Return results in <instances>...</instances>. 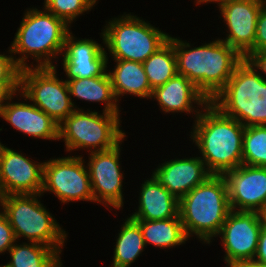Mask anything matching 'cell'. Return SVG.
Returning a JSON list of instances; mask_svg holds the SVG:
<instances>
[{"label":"cell","mask_w":266,"mask_h":267,"mask_svg":"<svg viewBox=\"0 0 266 267\" xmlns=\"http://www.w3.org/2000/svg\"><path fill=\"white\" fill-rule=\"evenodd\" d=\"M191 125L186 135L194 148L188 152L198 149L195 153L212 175H224L242 164L245 127L240 122L209 102Z\"/></svg>","instance_id":"obj_1"},{"label":"cell","mask_w":266,"mask_h":267,"mask_svg":"<svg viewBox=\"0 0 266 267\" xmlns=\"http://www.w3.org/2000/svg\"><path fill=\"white\" fill-rule=\"evenodd\" d=\"M211 40L207 43L201 40L198 46L195 45L198 42L174 35L177 74L190 80L209 101L227 84L235 67L244 59L217 36Z\"/></svg>","instance_id":"obj_2"},{"label":"cell","mask_w":266,"mask_h":267,"mask_svg":"<svg viewBox=\"0 0 266 267\" xmlns=\"http://www.w3.org/2000/svg\"><path fill=\"white\" fill-rule=\"evenodd\" d=\"M31 6L23 11L10 51L21 69L55 67L72 27L47 9Z\"/></svg>","instance_id":"obj_3"},{"label":"cell","mask_w":266,"mask_h":267,"mask_svg":"<svg viewBox=\"0 0 266 267\" xmlns=\"http://www.w3.org/2000/svg\"><path fill=\"white\" fill-rule=\"evenodd\" d=\"M230 211L223 175H211L179 200V216L188 239L196 238L205 247L215 243Z\"/></svg>","instance_id":"obj_4"},{"label":"cell","mask_w":266,"mask_h":267,"mask_svg":"<svg viewBox=\"0 0 266 267\" xmlns=\"http://www.w3.org/2000/svg\"><path fill=\"white\" fill-rule=\"evenodd\" d=\"M42 194H9L1 200V211L8 218L16 241L35 242L53 248L60 256L69 232L44 205ZM42 200V201H41ZM25 239V240H24Z\"/></svg>","instance_id":"obj_5"},{"label":"cell","mask_w":266,"mask_h":267,"mask_svg":"<svg viewBox=\"0 0 266 267\" xmlns=\"http://www.w3.org/2000/svg\"><path fill=\"white\" fill-rule=\"evenodd\" d=\"M151 22L129 10L105 20L99 30L104 35V49L108 60L122 59L143 63L154 54L169 39L170 34Z\"/></svg>","instance_id":"obj_6"},{"label":"cell","mask_w":266,"mask_h":267,"mask_svg":"<svg viewBox=\"0 0 266 267\" xmlns=\"http://www.w3.org/2000/svg\"><path fill=\"white\" fill-rule=\"evenodd\" d=\"M210 102L244 127L266 125V81L247 59Z\"/></svg>","instance_id":"obj_7"},{"label":"cell","mask_w":266,"mask_h":267,"mask_svg":"<svg viewBox=\"0 0 266 267\" xmlns=\"http://www.w3.org/2000/svg\"><path fill=\"white\" fill-rule=\"evenodd\" d=\"M121 115L95 109H75L59 125V141L64 142L66 154L83 157V152L86 155L114 148L128 134L122 130ZM78 150L82 155L76 152Z\"/></svg>","instance_id":"obj_8"},{"label":"cell","mask_w":266,"mask_h":267,"mask_svg":"<svg viewBox=\"0 0 266 267\" xmlns=\"http://www.w3.org/2000/svg\"><path fill=\"white\" fill-rule=\"evenodd\" d=\"M59 70L55 67H26L20 71L19 83L20 92L58 125L75 110L67 82Z\"/></svg>","instance_id":"obj_9"},{"label":"cell","mask_w":266,"mask_h":267,"mask_svg":"<svg viewBox=\"0 0 266 267\" xmlns=\"http://www.w3.org/2000/svg\"><path fill=\"white\" fill-rule=\"evenodd\" d=\"M127 138L128 135L112 149L89 153L86 158L83 156L89 171L94 203L116 216L117 212L124 211V204L127 203L124 197L127 179L121 161L122 146Z\"/></svg>","instance_id":"obj_10"},{"label":"cell","mask_w":266,"mask_h":267,"mask_svg":"<svg viewBox=\"0 0 266 267\" xmlns=\"http://www.w3.org/2000/svg\"><path fill=\"white\" fill-rule=\"evenodd\" d=\"M55 157V158H54ZM46 159L41 194H52L60 204L93 203L89 171L82 156L66 155Z\"/></svg>","instance_id":"obj_11"},{"label":"cell","mask_w":266,"mask_h":267,"mask_svg":"<svg viewBox=\"0 0 266 267\" xmlns=\"http://www.w3.org/2000/svg\"><path fill=\"white\" fill-rule=\"evenodd\" d=\"M265 1H227L216 7L219 11L217 20L220 19V24L223 23L221 28L216 27L222 34L218 38L234 48L244 59L254 53L257 18Z\"/></svg>","instance_id":"obj_12"},{"label":"cell","mask_w":266,"mask_h":267,"mask_svg":"<svg viewBox=\"0 0 266 267\" xmlns=\"http://www.w3.org/2000/svg\"><path fill=\"white\" fill-rule=\"evenodd\" d=\"M263 225L262 213L231 210L215 237L222 246L224 264L253 261Z\"/></svg>","instance_id":"obj_13"},{"label":"cell","mask_w":266,"mask_h":267,"mask_svg":"<svg viewBox=\"0 0 266 267\" xmlns=\"http://www.w3.org/2000/svg\"><path fill=\"white\" fill-rule=\"evenodd\" d=\"M98 34L102 40L77 37L72 30L68 33L62 55L55 65V68H60L61 65L63 72L60 73L66 81L103 76L107 72L108 57L104 49L102 30Z\"/></svg>","instance_id":"obj_14"},{"label":"cell","mask_w":266,"mask_h":267,"mask_svg":"<svg viewBox=\"0 0 266 267\" xmlns=\"http://www.w3.org/2000/svg\"><path fill=\"white\" fill-rule=\"evenodd\" d=\"M22 151L10 148L0 140V189L3 196L41 194L45 160H34Z\"/></svg>","instance_id":"obj_15"},{"label":"cell","mask_w":266,"mask_h":267,"mask_svg":"<svg viewBox=\"0 0 266 267\" xmlns=\"http://www.w3.org/2000/svg\"><path fill=\"white\" fill-rule=\"evenodd\" d=\"M179 153V155H178ZM170 159H163L150 174L164 186L173 196L180 200L196 186L205 182L212 174L206 168L204 161L196 154L181 151ZM188 154V155H187ZM178 155V156H177ZM180 156V157H179Z\"/></svg>","instance_id":"obj_16"},{"label":"cell","mask_w":266,"mask_h":267,"mask_svg":"<svg viewBox=\"0 0 266 267\" xmlns=\"http://www.w3.org/2000/svg\"><path fill=\"white\" fill-rule=\"evenodd\" d=\"M1 119L16 132L24 134L23 138L28 136L34 140L59 141V125L31 103L20 90L6 101Z\"/></svg>","instance_id":"obj_17"},{"label":"cell","mask_w":266,"mask_h":267,"mask_svg":"<svg viewBox=\"0 0 266 267\" xmlns=\"http://www.w3.org/2000/svg\"><path fill=\"white\" fill-rule=\"evenodd\" d=\"M228 185L231 210L256 211L266 208V167L241 164L223 175Z\"/></svg>","instance_id":"obj_18"},{"label":"cell","mask_w":266,"mask_h":267,"mask_svg":"<svg viewBox=\"0 0 266 267\" xmlns=\"http://www.w3.org/2000/svg\"><path fill=\"white\" fill-rule=\"evenodd\" d=\"M155 101L164 115L176 114L190 116V122L199 116L200 112L210 102L206 96L185 76L176 74L164 85L155 88L149 100ZM196 105V106H195ZM192 114V115H191ZM193 119V121H192Z\"/></svg>","instance_id":"obj_19"},{"label":"cell","mask_w":266,"mask_h":267,"mask_svg":"<svg viewBox=\"0 0 266 267\" xmlns=\"http://www.w3.org/2000/svg\"><path fill=\"white\" fill-rule=\"evenodd\" d=\"M150 176V177H149ZM142 178L135 195L137 207L128 214L133 220H163L179 216V200L152 175Z\"/></svg>","instance_id":"obj_20"},{"label":"cell","mask_w":266,"mask_h":267,"mask_svg":"<svg viewBox=\"0 0 266 267\" xmlns=\"http://www.w3.org/2000/svg\"><path fill=\"white\" fill-rule=\"evenodd\" d=\"M111 61H114V65L110 68L109 63ZM107 68H109L107 73L110 77L114 96L120 105L122 99L129 96L145 99V101L150 100L153 90L148 83L142 63L112 59L108 60Z\"/></svg>","instance_id":"obj_21"},{"label":"cell","mask_w":266,"mask_h":267,"mask_svg":"<svg viewBox=\"0 0 266 267\" xmlns=\"http://www.w3.org/2000/svg\"><path fill=\"white\" fill-rule=\"evenodd\" d=\"M71 97V102L75 109L91 110V107H81L76 101L82 103L103 105L102 112L112 114H122L124 110L116 100L110 77L106 72L103 76L92 78H74L66 81ZM77 99V100H76ZM75 100V101H74Z\"/></svg>","instance_id":"obj_22"},{"label":"cell","mask_w":266,"mask_h":267,"mask_svg":"<svg viewBox=\"0 0 266 267\" xmlns=\"http://www.w3.org/2000/svg\"><path fill=\"white\" fill-rule=\"evenodd\" d=\"M141 228L146 247L168 252L189 243L180 216L163 220H134ZM181 246V247H180ZM166 249V250H165Z\"/></svg>","instance_id":"obj_23"},{"label":"cell","mask_w":266,"mask_h":267,"mask_svg":"<svg viewBox=\"0 0 266 267\" xmlns=\"http://www.w3.org/2000/svg\"><path fill=\"white\" fill-rule=\"evenodd\" d=\"M121 219L124 221L115 235L112 262L108 267H130L147 248L140 226L128 215Z\"/></svg>","instance_id":"obj_24"},{"label":"cell","mask_w":266,"mask_h":267,"mask_svg":"<svg viewBox=\"0 0 266 267\" xmlns=\"http://www.w3.org/2000/svg\"><path fill=\"white\" fill-rule=\"evenodd\" d=\"M7 254L5 267H65L53 248L40 243L16 241Z\"/></svg>","instance_id":"obj_25"},{"label":"cell","mask_w":266,"mask_h":267,"mask_svg":"<svg viewBox=\"0 0 266 267\" xmlns=\"http://www.w3.org/2000/svg\"><path fill=\"white\" fill-rule=\"evenodd\" d=\"M142 65L152 90L174 77L177 74L174 35L170 34L169 39Z\"/></svg>","instance_id":"obj_26"},{"label":"cell","mask_w":266,"mask_h":267,"mask_svg":"<svg viewBox=\"0 0 266 267\" xmlns=\"http://www.w3.org/2000/svg\"><path fill=\"white\" fill-rule=\"evenodd\" d=\"M242 164L266 167V125L245 127Z\"/></svg>","instance_id":"obj_27"},{"label":"cell","mask_w":266,"mask_h":267,"mask_svg":"<svg viewBox=\"0 0 266 267\" xmlns=\"http://www.w3.org/2000/svg\"><path fill=\"white\" fill-rule=\"evenodd\" d=\"M99 0H44L41 4L42 9H47L56 17L64 20L70 27L75 22L89 12L95 10ZM85 13V14H84Z\"/></svg>","instance_id":"obj_28"},{"label":"cell","mask_w":266,"mask_h":267,"mask_svg":"<svg viewBox=\"0 0 266 267\" xmlns=\"http://www.w3.org/2000/svg\"><path fill=\"white\" fill-rule=\"evenodd\" d=\"M21 68L8 47L0 52V88H19Z\"/></svg>","instance_id":"obj_29"},{"label":"cell","mask_w":266,"mask_h":267,"mask_svg":"<svg viewBox=\"0 0 266 267\" xmlns=\"http://www.w3.org/2000/svg\"><path fill=\"white\" fill-rule=\"evenodd\" d=\"M16 242L13 229L6 215L0 211V255H7L9 249Z\"/></svg>","instance_id":"obj_30"},{"label":"cell","mask_w":266,"mask_h":267,"mask_svg":"<svg viewBox=\"0 0 266 267\" xmlns=\"http://www.w3.org/2000/svg\"><path fill=\"white\" fill-rule=\"evenodd\" d=\"M266 51V1L257 18L254 53Z\"/></svg>","instance_id":"obj_31"},{"label":"cell","mask_w":266,"mask_h":267,"mask_svg":"<svg viewBox=\"0 0 266 267\" xmlns=\"http://www.w3.org/2000/svg\"><path fill=\"white\" fill-rule=\"evenodd\" d=\"M253 261L266 267V226L263 225L259 234L257 251Z\"/></svg>","instance_id":"obj_32"},{"label":"cell","mask_w":266,"mask_h":267,"mask_svg":"<svg viewBox=\"0 0 266 267\" xmlns=\"http://www.w3.org/2000/svg\"><path fill=\"white\" fill-rule=\"evenodd\" d=\"M247 60L259 72L260 76L266 81V51L252 53Z\"/></svg>","instance_id":"obj_33"},{"label":"cell","mask_w":266,"mask_h":267,"mask_svg":"<svg viewBox=\"0 0 266 267\" xmlns=\"http://www.w3.org/2000/svg\"><path fill=\"white\" fill-rule=\"evenodd\" d=\"M19 91V88H0V119L8 98Z\"/></svg>","instance_id":"obj_34"},{"label":"cell","mask_w":266,"mask_h":267,"mask_svg":"<svg viewBox=\"0 0 266 267\" xmlns=\"http://www.w3.org/2000/svg\"><path fill=\"white\" fill-rule=\"evenodd\" d=\"M224 265L222 267H264L261 264H258L254 261H236Z\"/></svg>","instance_id":"obj_35"},{"label":"cell","mask_w":266,"mask_h":267,"mask_svg":"<svg viewBox=\"0 0 266 267\" xmlns=\"http://www.w3.org/2000/svg\"><path fill=\"white\" fill-rule=\"evenodd\" d=\"M227 1H236V0H194V2H193V4L195 5V6H199V8L201 7V5L203 6V5H207L208 6V4H213V5H215L216 4V6L215 7H217V6H219V5H221L222 3H225V2H227Z\"/></svg>","instance_id":"obj_36"},{"label":"cell","mask_w":266,"mask_h":267,"mask_svg":"<svg viewBox=\"0 0 266 267\" xmlns=\"http://www.w3.org/2000/svg\"><path fill=\"white\" fill-rule=\"evenodd\" d=\"M3 198V195H0V211H1V200Z\"/></svg>","instance_id":"obj_37"}]
</instances>
